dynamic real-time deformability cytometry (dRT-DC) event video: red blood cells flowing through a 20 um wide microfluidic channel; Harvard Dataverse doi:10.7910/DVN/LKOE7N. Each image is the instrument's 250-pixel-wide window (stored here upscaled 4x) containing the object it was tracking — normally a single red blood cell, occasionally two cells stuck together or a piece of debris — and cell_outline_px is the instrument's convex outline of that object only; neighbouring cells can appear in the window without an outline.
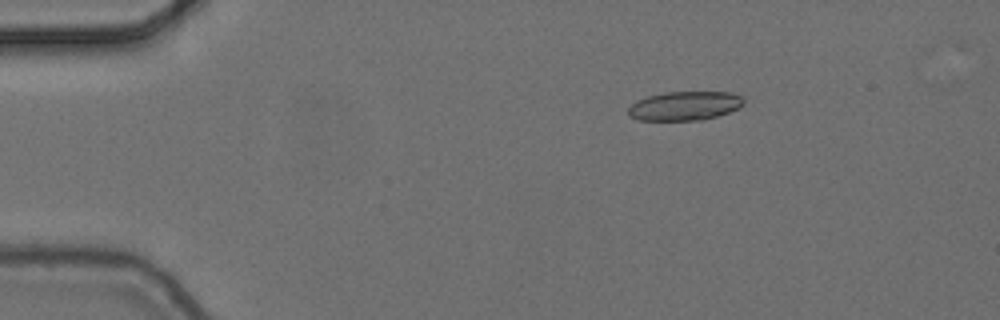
{"species": "common noctule bat (a hibernating species)", "species_latin": "Nyctalus noctula", "temperature_condition": "cold", "stored_images_in_passage": 2, "camera_frame_rate_fps": 3000, "um_per_image_px": 0.085, "animal": {"sex": "female", "body_mass_g": 24.6, "forearm_length_mm": 56.2}, "frame": {"image": 1, "passage_image": 2, "time_ms": 0.333, "image_size_px": [1000, 320], "cell_outline_px": [[744, 104], [740, 108], [704, 120], [636, 120], [628, 112], [628, 108], [636, 100], [648, 96], [664, 92], [732, 92], [740, 96], [744, 100]], "centroid_in_image_um": [58.21, 8.99], "position_along_channel_um": 26.8, "area_um2": 19.54}}